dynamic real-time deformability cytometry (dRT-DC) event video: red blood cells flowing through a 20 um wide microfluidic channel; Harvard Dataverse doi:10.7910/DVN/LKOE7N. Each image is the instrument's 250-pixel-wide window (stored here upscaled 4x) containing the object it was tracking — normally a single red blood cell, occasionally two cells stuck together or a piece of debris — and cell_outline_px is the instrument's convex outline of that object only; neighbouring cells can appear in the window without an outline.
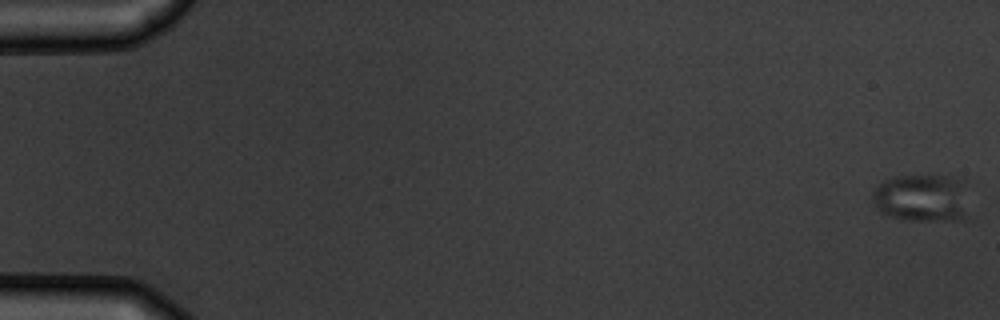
{"species": "common noctule bat (a hibernating species)", "species_latin": "Nyctalus noctula", "temperature_condition": "warm", "stored_images_in_passage": 6, "camera_frame_rate_fps": 3000, "um_per_image_px": 0.085, "animal": {"sex": "male", "body_mass_g": 19.5, "forearm_length_mm": 54.6}, "frame": {"image": 1, "passage_image": 1, "time_ms": 0.0, "image_size_px": [1000, 320], "cell_outline_px": [[964, 220], [900, 220], [888, 216], [880, 212], [876, 208], [872, 200], [872, 192], [884, 180], [896, 176], [948, 176], [964, 180]], "centroid_in_image_um": [78.28, 16.83], "position_along_channel_um": 6.7, "area_um2": 26.7}}